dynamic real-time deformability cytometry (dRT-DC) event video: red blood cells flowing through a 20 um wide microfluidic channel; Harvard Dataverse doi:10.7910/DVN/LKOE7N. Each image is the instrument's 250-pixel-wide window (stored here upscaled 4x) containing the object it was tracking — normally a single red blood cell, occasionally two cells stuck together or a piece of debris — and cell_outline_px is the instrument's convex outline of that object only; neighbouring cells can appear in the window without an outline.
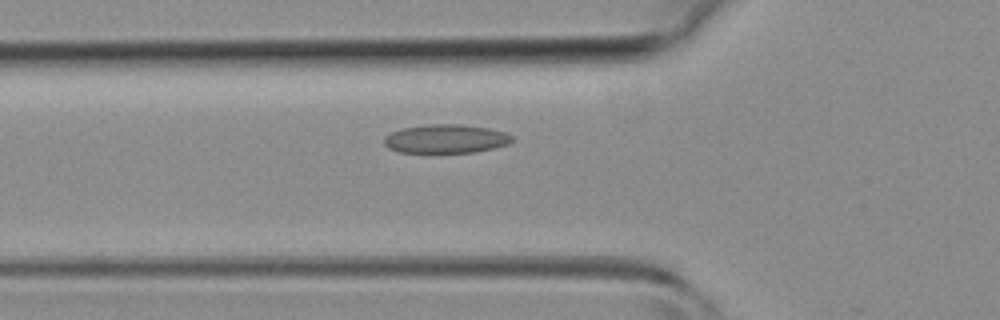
{"species": "common noctule bat (a hibernating species)", "species_latin": "Nyctalus noctula", "temperature_condition": "room temperature", "stored_images_in_passage": 32, "camera_frame_rate_fps": 3000, "um_per_image_px": 0.085, "animal": {"sex": "female", "body_mass_g": 19.3, "forearm_length_mm": 54.1}, "frame": {"image": 1, "passage_image": 4, "time_ms": 1.0, "image_size_px": [1000, 320], "cell_outline_px": [[512, 140], [508, 144], [496, 148], [476, 152], [400, 152], [388, 148], [384, 144], [384, 136], [400, 128], [424, 124], [460, 124], [488, 128], [504, 132], [512, 136]], "centroid_in_image_um": [37.87, 11.79], "position_along_channel_um": 87.9, "area_um2": 21.5}}
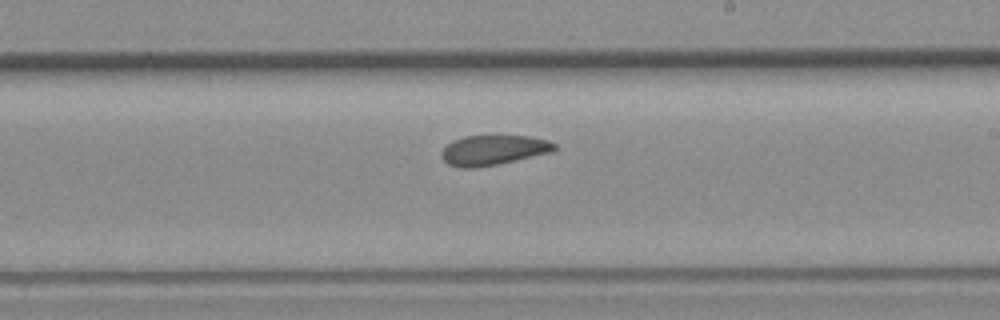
{"frame": {"image": 2, "passage_image": 14, "time_ms": 4.333, "image_size_px": [1000, 320], "cell_outline_px": [[556, 148], [552, 152], [500, 164], [472, 168], [460, 168], [448, 164], [440, 156], [440, 152], [452, 140], [464, 136], [528, 136], [548, 140], [556, 144]], "centroid_in_image_um": [41.92, 12.76], "position_along_channel_um": 247.1, "area_um2": 19.83}}
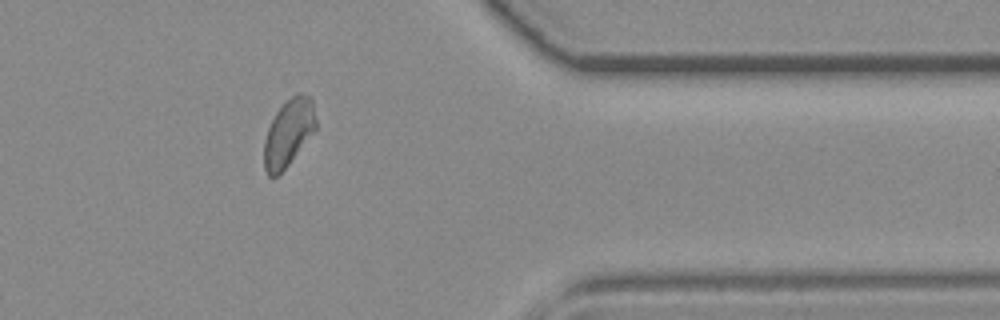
{"frame": {"image": 3, "passage_image": 24, "time_ms": 7.667, "image_size_px": [1000, 320], "cell_outline_px": [[316, 128], [288, 164], [276, 176], [268, 176], [264, 168], [264, 140], [268, 128], [276, 112], [284, 100], [296, 92], [300, 92], [308, 96], [312, 100], [316, 120]], "centroid_in_image_um": [24.51, 11.23], "position_along_channel_um": 386.9, "area_um2": 20.06}}